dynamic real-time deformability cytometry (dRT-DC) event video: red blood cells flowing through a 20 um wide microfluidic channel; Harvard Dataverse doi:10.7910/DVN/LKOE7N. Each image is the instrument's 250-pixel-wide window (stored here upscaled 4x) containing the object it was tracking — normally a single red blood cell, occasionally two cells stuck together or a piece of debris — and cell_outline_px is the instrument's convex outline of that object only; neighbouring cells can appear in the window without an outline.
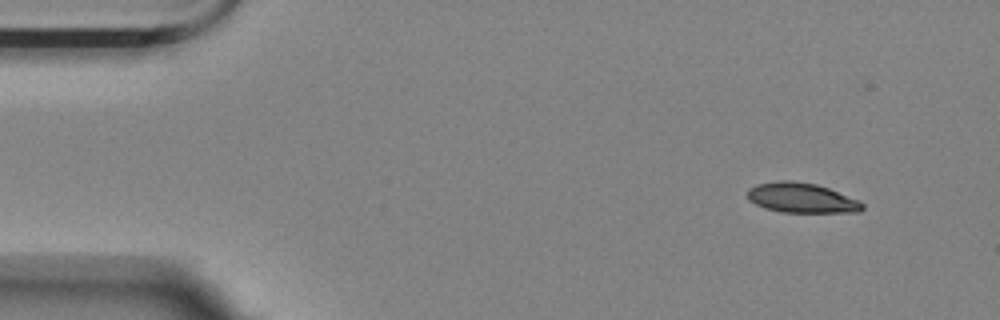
{"species": "Egyptian fruit bat (a non-hibernating species)", "species_latin": "Rousettus aegyptiacus", "temperature_condition": "room temperature", "stored_images_in_passage": 5, "segment_of_instrument_passage": [1, 2], "camera_frame_rate_fps": 3000, "um_per_image_px": 0.085, "animal": {"sex": "female"}, "frame": {"image": 1, "passage_image": 1, "time_ms": 0.0, "image_size_px": [1000, 320], "cell_outline_px": [[864, 208], [860, 212], [780, 212], [764, 208], [748, 200], [748, 188], [756, 184], [780, 180], [788, 180], [816, 184], [828, 188], [860, 200], [864, 204]], "centroid_in_image_um": [68.13, 16.82], "position_along_channel_um": 16.9, "area_um2": 20.11}}
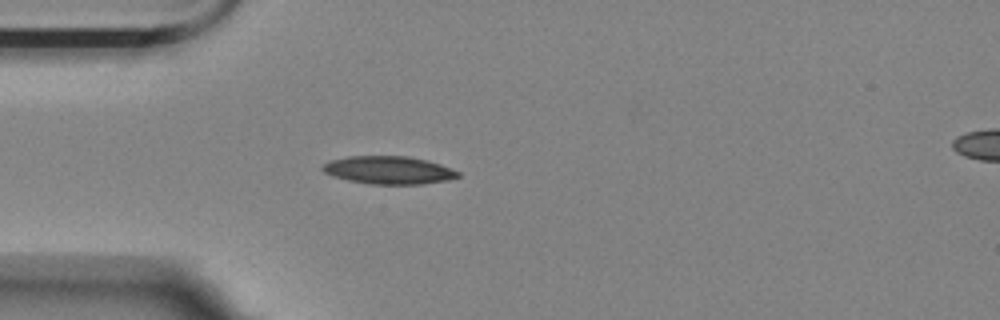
{"frame": {"image": 2, "passage_image": 4, "time_ms": 1.0, "image_size_px": [1000, 320], "cell_outline_px": [[460, 176], [444, 180], [424, 184], [372, 184], [348, 180], [332, 176], [324, 172], [320, 168], [324, 164], [332, 160], [348, 156], [408, 156], [428, 160], [440, 164], [460, 172]], "centroid_in_image_um": [33.03, 14.45], "position_along_channel_um": 52.0, "area_um2": 21.91}}